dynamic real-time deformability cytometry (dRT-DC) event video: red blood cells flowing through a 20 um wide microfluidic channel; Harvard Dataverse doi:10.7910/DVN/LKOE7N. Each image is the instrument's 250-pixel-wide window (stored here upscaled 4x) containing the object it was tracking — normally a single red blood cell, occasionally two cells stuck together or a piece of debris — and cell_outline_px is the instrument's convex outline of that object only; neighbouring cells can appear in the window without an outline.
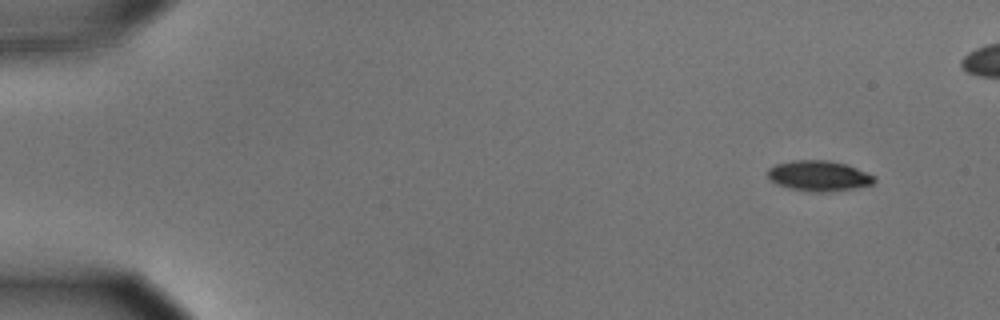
{"species": "common noctule bat (a hibernating species)", "species_latin": "Nyctalus noctula", "temperature_condition": "cold", "stored_images_in_passage": 49, "camera_frame_rate_fps": 3000, "um_per_image_px": 0.085, "animal": {"sex": "male", "body_mass_g": 15.6}, "frame": {"image": 1, "passage_image": 1, "time_ms": 0.0, "image_size_px": [1000, 320], "cell_outline_px": [[876, 180], [872, 184], [856, 188], [828, 192], [812, 192], [788, 188], [776, 184], [768, 176], [768, 168], [776, 164], [792, 160], [828, 160], [844, 164], [856, 168], [876, 176]], "centroid_in_image_um": [69.6, 14.95], "position_along_channel_um": 15.4, "area_um2": 18.96}}
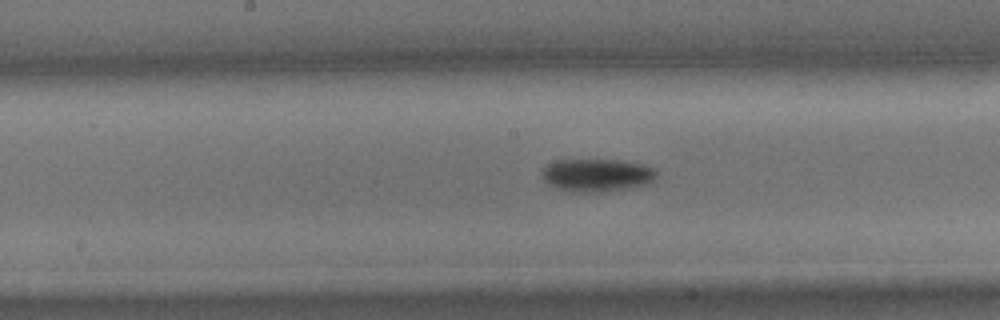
{"frame": {"image": 2, "passage_image": 26, "time_ms": 8.333, "image_size_px": [1000, 320], "cell_outline_px": [[656, 176], [648, 184], [628, 188], [600, 192], [576, 192], [560, 188], [548, 184], [540, 176], [540, 172], [548, 164], [556, 160], [624, 160], [644, 164], [652, 168], [656, 172]], "centroid_in_image_um": [50.72, 14.88], "position_along_channel_um": 197.5, "area_um2": 21.91}}
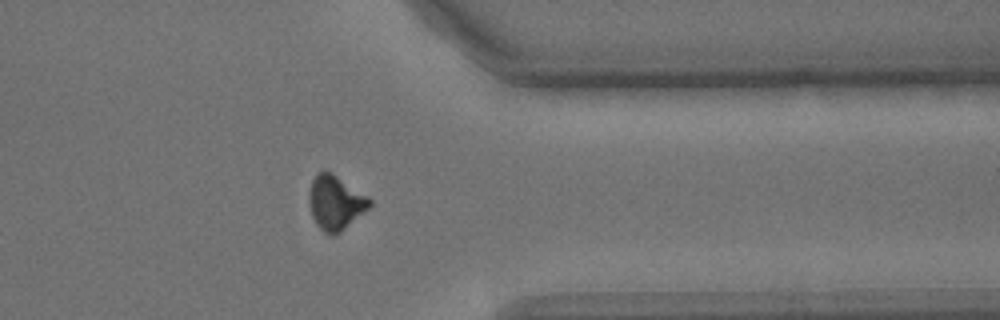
{"frame": {"image": 3, "passage_image": 42, "time_ms": 13.667, "image_size_px": [1000, 320], "cell_outline_px": [[372, 204], [368, 208], [340, 232], [332, 236], [324, 232], [316, 224], [312, 216], [308, 196], [312, 180], [320, 172], [328, 172], [336, 176], [368, 196], [372, 200]], "centroid_in_image_um": [28.51, 17.25], "position_along_channel_um": 382.9, "area_um2": 18.67}}